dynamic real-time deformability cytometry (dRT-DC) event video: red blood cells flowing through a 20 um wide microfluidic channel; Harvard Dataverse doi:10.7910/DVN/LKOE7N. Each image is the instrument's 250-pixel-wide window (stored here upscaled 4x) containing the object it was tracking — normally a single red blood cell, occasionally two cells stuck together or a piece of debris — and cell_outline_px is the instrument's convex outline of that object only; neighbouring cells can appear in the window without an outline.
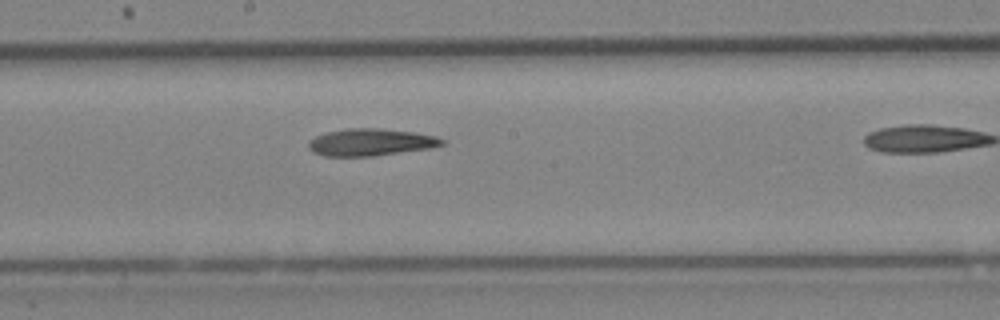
{"species": "Egyptian fruit bat (a non-hibernating species)", "species_latin": "Rousettus aegyptiacus", "temperature_condition": "cold", "stored_images_in_passage": 16, "camera_frame_rate_fps": 3000, "um_per_image_px": 0.085, "animal": {"sex": "female"}, "frame": {"image": 1, "passage_image": 12, "time_ms": 3.667, "image_size_px": [1000, 320], "cell_outline_px": [[444, 144], [432, 148], [372, 156], [324, 156], [308, 148], [308, 140], [316, 136], [328, 132], [348, 128], [376, 128], [412, 132], [436, 136], [444, 140]], "centroid_in_image_um": [31.51, 12.09], "position_along_channel_um": 216.7, "area_um2": 20.92}}
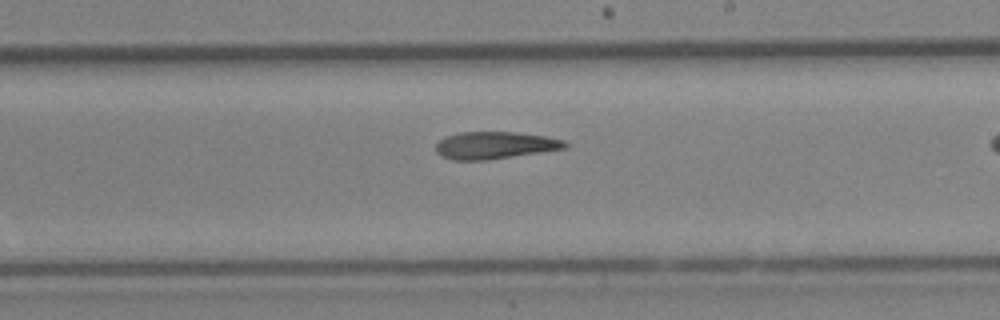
{"frame": {"image": 2, "passage_image": 14, "time_ms": 4.333, "image_size_px": [1000, 320], "cell_outline_px": [[568, 148], [484, 160], [452, 160], [440, 156], [436, 152], [436, 144], [440, 140], [448, 136], [460, 132], [516, 132], [544, 136], [564, 140], [568, 144]], "centroid_in_image_um": [42.05, 12.35], "position_along_channel_um": 246.9, "area_um2": 20.35}}